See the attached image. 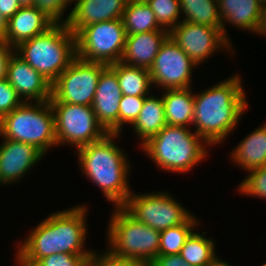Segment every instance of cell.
Wrapping results in <instances>:
<instances>
[{"instance_id":"1","label":"cell","mask_w":266,"mask_h":266,"mask_svg":"<svg viewBox=\"0 0 266 266\" xmlns=\"http://www.w3.org/2000/svg\"><path fill=\"white\" fill-rule=\"evenodd\" d=\"M88 209L89 205L83 202L46 215V218L28 230L23 240H14L16 251L13 263L34 266L43 257L59 253L95 255V249L86 248L90 230L87 224Z\"/></svg>"},{"instance_id":"2","label":"cell","mask_w":266,"mask_h":266,"mask_svg":"<svg viewBox=\"0 0 266 266\" xmlns=\"http://www.w3.org/2000/svg\"><path fill=\"white\" fill-rule=\"evenodd\" d=\"M241 74L235 72L209 88L194 92V116L192 129L210 146L225 144L236 131L243 115L249 111V103Z\"/></svg>"},{"instance_id":"3","label":"cell","mask_w":266,"mask_h":266,"mask_svg":"<svg viewBox=\"0 0 266 266\" xmlns=\"http://www.w3.org/2000/svg\"><path fill=\"white\" fill-rule=\"evenodd\" d=\"M122 135L108 133L101 140L74 151L81 175L98 187L113 207L122 206L132 193L129 176L133 165L124 147L118 144Z\"/></svg>"},{"instance_id":"4","label":"cell","mask_w":266,"mask_h":266,"mask_svg":"<svg viewBox=\"0 0 266 266\" xmlns=\"http://www.w3.org/2000/svg\"><path fill=\"white\" fill-rule=\"evenodd\" d=\"M211 146L192 128L166 125L140 147L165 173L186 174L211 155ZM209 154V155H208Z\"/></svg>"},{"instance_id":"5","label":"cell","mask_w":266,"mask_h":266,"mask_svg":"<svg viewBox=\"0 0 266 266\" xmlns=\"http://www.w3.org/2000/svg\"><path fill=\"white\" fill-rule=\"evenodd\" d=\"M15 52L53 83L76 57V36L67 23H55L45 33L21 42Z\"/></svg>"},{"instance_id":"6","label":"cell","mask_w":266,"mask_h":266,"mask_svg":"<svg viewBox=\"0 0 266 266\" xmlns=\"http://www.w3.org/2000/svg\"><path fill=\"white\" fill-rule=\"evenodd\" d=\"M111 209L104 235L106 250L119 258L151 263L159 255L160 231L136 220L122 206Z\"/></svg>"},{"instance_id":"7","label":"cell","mask_w":266,"mask_h":266,"mask_svg":"<svg viewBox=\"0 0 266 266\" xmlns=\"http://www.w3.org/2000/svg\"><path fill=\"white\" fill-rule=\"evenodd\" d=\"M0 137L34 145L44 155L57 147L54 113L49 100L22 102L0 119Z\"/></svg>"},{"instance_id":"8","label":"cell","mask_w":266,"mask_h":266,"mask_svg":"<svg viewBox=\"0 0 266 266\" xmlns=\"http://www.w3.org/2000/svg\"><path fill=\"white\" fill-rule=\"evenodd\" d=\"M122 207L136 220L158 231L183 224L193 215V211L165 190L146 193L132 190Z\"/></svg>"},{"instance_id":"9","label":"cell","mask_w":266,"mask_h":266,"mask_svg":"<svg viewBox=\"0 0 266 266\" xmlns=\"http://www.w3.org/2000/svg\"><path fill=\"white\" fill-rule=\"evenodd\" d=\"M54 113L57 147L74 150L104 138L108 132L99 123L92 106L49 101Z\"/></svg>"},{"instance_id":"10","label":"cell","mask_w":266,"mask_h":266,"mask_svg":"<svg viewBox=\"0 0 266 266\" xmlns=\"http://www.w3.org/2000/svg\"><path fill=\"white\" fill-rule=\"evenodd\" d=\"M125 40L122 19L94 23L76 35V56L85 61L111 65L121 61Z\"/></svg>"},{"instance_id":"11","label":"cell","mask_w":266,"mask_h":266,"mask_svg":"<svg viewBox=\"0 0 266 266\" xmlns=\"http://www.w3.org/2000/svg\"><path fill=\"white\" fill-rule=\"evenodd\" d=\"M108 65L75 57L52 83L49 101L92 106L101 72Z\"/></svg>"},{"instance_id":"12","label":"cell","mask_w":266,"mask_h":266,"mask_svg":"<svg viewBox=\"0 0 266 266\" xmlns=\"http://www.w3.org/2000/svg\"><path fill=\"white\" fill-rule=\"evenodd\" d=\"M169 37L200 67L217 53L235 58L236 49L216 27L181 21L169 32ZM235 50V51H234Z\"/></svg>"},{"instance_id":"13","label":"cell","mask_w":266,"mask_h":266,"mask_svg":"<svg viewBox=\"0 0 266 266\" xmlns=\"http://www.w3.org/2000/svg\"><path fill=\"white\" fill-rule=\"evenodd\" d=\"M196 69L200 67L168 37L149 69L152 86L161 91L192 87L195 83L192 78Z\"/></svg>"},{"instance_id":"14","label":"cell","mask_w":266,"mask_h":266,"mask_svg":"<svg viewBox=\"0 0 266 266\" xmlns=\"http://www.w3.org/2000/svg\"><path fill=\"white\" fill-rule=\"evenodd\" d=\"M0 138V187L18 185L46 156L34 145Z\"/></svg>"},{"instance_id":"15","label":"cell","mask_w":266,"mask_h":266,"mask_svg":"<svg viewBox=\"0 0 266 266\" xmlns=\"http://www.w3.org/2000/svg\"><path fill=\"white\" fill-rule=\"evenodd\" d=\"M6 79L23 102H43L52 97V83L16 52L9 60Z\"/></svg>"},{"instance_id":"16","label":"cell","mask_w":266,"mask_h":266,"mask_svg":"<svg viewBox=\"0 0 266 266\" xmlns=\"http://www.w3.org/2000/svg\"><path fill=\"white\" fill-rule=\"evenodd\" d=\"M121 96L116 73L107 66L99 77L92 107L97 120L108 133L119 134Z\"/></svg>"},{"instance_id":"17","label":"cell","mask_w":266,"mask_h":266,"mask_svg":"<svg viewBox=\"0 0 266 266\" xmlns=\"http://www.w3.org/2000/svg\"><path fill=\"white\" fill-rule=\"evenodd\" d=\"M218 11L222 21V34L232 44L231 36L227 30L231 25L239 31H246L258 35L264 8L258 0H217ZM228 25V28H226Z\"/></svg>"},{"instance_id":"18","label":"cell","mask_w":266,"mask_h":266,"mask_svg":"<svg viewBox=\"0 0 266 266\" xmlns=\"http://www.w3.org/2000/svg\"><path fill=\"white\" fill-rule=\"evenodd\" d=\"M128 0H77L70 9L68 28L75 36L86 26L121 19Z\"/></svg>"},{"instance_id":"19","label":"cell","mask_w":266,"mask_h":266,"mask_svg":"<svg viewBox=\"0 0 266 266\" xmlns=\"http://www.w3.org/2000/svg\"><path fill=\"white\" fill-rule=\"evenodd\" d=\"M55 22L37 7H21L7 23L5 42L12 47L45 33Z\"/></svg>"},{"instance_id":"20","label":"cell","mask_w":266,"mask_h":266,"mask_svg":"<svg viewBox=\"0 0 266 266\" xmlns=\"http://www.w3.org/2000/svg\"><path fill=\"white\" fill-rule=\"evenodd\" d=\"M168 37L169 32L164 29L126 35L121 62L149 70Z\"/></svg>"},{"instance_id":"21","label":"cell","mask_w":266,"mask_h":266,"mask_svg":"<svg viewBox=\"0 0 266 266\" xmlns=\"http://www.w3.org/2000/svg\"><path fill=\"white\" fill-rule=\"evenodd\" d=\"M234 167L247 173L266 165V122L251 130L231 149L229 154Z\"/></svg>"},{"instance_id":"22","label":"cell","mask_w":266,"mask_h":266,"mask_svg":"<svg viewBox=\"0 0 266 266\" xmlns=\"http://www.w3.org/2000/svg\"><path fill=\"white\" fill-rule=\"evenodd\" d=\"M167 125L162 95L150 94L145 98L142 109L130 126L137 137L139 148Z\"/></svg>"},{"instance_id":"23","label":"cell","mask_w":266,"mask_h":266,"mask_svg":"<svg viewBox=\"0 0 266 266\" xmlns=\"http://www.w3.org/2000/svg\"><path fill=\"white\" fill-rule=\"evenodd\" d=\"M193 89L195 87L157 91L162 93L167 125L192 128L194 116Z\"/></svg>"},{"instance_id":"24","label":"cell","mask_w":266,"mask_h":266,"mask_svg":"<svg viewBox=\"0 0 266 266\" xmlns=\"http://www.w3.org/2000/svg\"><path fill=\"white\" fill-rule=\"evenodd\" d=\"M197 229L186 239L179 255L191 266H210L219 258L216 241L207 236V230L200 232Z\"/></svg>"},{"instance_id":"25","label":"cell","mask_w":266,"mask_h":266,"mask_svg":"<svg viewBox=\"0 0 266 266\" xmlns=\"http://www.w3.org/2000/svg\"><path fill=\"white\" fill-rule=\"evenodd\" d=\"M108 66L116 73L122 95L149 96L154 90L149 70L121 61Z\"/></svg>"},{"instance_id":"26","label":"cell","mask_w":266,"mask_h":266,"mask_svg":"<svg viewBox=\"0 0 266 266\" xmlns=\"http://www.w3.org/2000/svg\"><path fill=\"white\" fill-rule=\"evenodd\" d=\"M182 21L222 31L217 0H179Z\"/></svg>"},{"instance_id":"27","label":"cell","mask_w":266,"mask_h":266,"mask_svg":"<svg viewBox=\"0 0 266 266\" xmlns=\"http://www.w3.org/2000/svg\"><path fill=\"white\" fill-rule=\"evenodd\" d=\"M121 19L126 35L162 29L158 25L155 14L147 2L128 0Z\"/></svg>"},{"instance_id":"28","label":"cell","mask_w":266,"mask_h":266,"mask_svg":"<svg viewBox=\"0 0 266 266\" xmlns=\"http://www.w3.org/2000/svg\"><path fill=\"white\" fill-rule=\"evenodd\" d=\"M201 224V218L193 213L185 223L160 231L159 255L179 254L186 239Z\"/></svg>"},{"instance_id":"29","label":"cell","mask_w":266,"mask_h":266,"mask_svg":"<svg viewBox=\"0 0 266 266\" xmlns=\"http://www.w3.org/2000/svg\"><path fill=\"white\" fill-rule=\"evenodd\" d=\"M147 4L153 10L158 25L168 32L182 21L179 0H148Z\"/></svg>"},{"instance_id":"30","label":"cell","mask_w":266,"mask_h":266,"mask_svg":"<svg viewBox=\"0 0 266 266\" xmlns=\"http://www.w3.org/2000/svg\"><path fill=\"white\" fill-rule=\"evenodd\" d=\"M246 174L235 191L241 196L266 200V165L250 170Z\"/></svg>"},{"instance_id":"31","label":"cell","mask_w":266,"mask_h":266,"mask_svg":"<svg viewBox=\"0 0 266 266\" xmlns=\"http://www.w3.org/2000/svg\"><path fill=\"white\" fill-rule=\"evenodd\" d=\"M146 97L147 96H121L119 102V134L125 133V125H127L128 128L135 122Z\"/></svg>"},{"instance_id":"32","label":"cell","mask_w":266,"mask_h":266,"mask_svg":"<svg viewBox=\"0 0 266 266\" xmlns=\"http://www.w3.org/2000/svg\"><path fill=\"white\" fill-rule=\"evenodd\" d=\"M95 255L52 254L40 259L34 266H93Z\"/></svg>"},{"instance_id":"33","label":"cell","mask_w":266,"mask_h":266,"mask_svg":"<svg viewBox=\"0 0 266 266\" xmlns=\"http://www.w3.org/2000/svg\"><path fill=\"white\" fill-rule=\"evenodd\" d=\"M35 7L43 11L55 23H67L70 16V12H67L70 5L65 0H35Z\"/></svg>"},{"instance_id":"34","label":"cell","mask_w":266,"mask_h":266,"mask_svg":"<svg viewBox=\"0 0 266 266\" xmlns=\"http://www.w3.org/2000/svg\"><path fill=\"white\" fill-rule=\"evenodd\" d=\"M22 102V99L7 79L0 80V119L11 113Z\"/></svg>"},{"instance_id":"35","label":"cell","mask_w":266,"mask_h":266,"mask_svg":"<svg viewBox=\"0 0 266 266\" xmlns=\"http://www.w3.org/2000/svg\"><path fill=\"white\" fill-rule=\"evenodd\" d=\"M93 266H151V263L139 259L119 258L106 249H96Z\"/></svg>"},{"instance_id":"36","label":"cell","mask_w":266,"mask_h":266,"mask_svg":"<svg viewBox=\"0 0 266 266\" xmlns=\"http://www.w3.org/2000/svg\"><path fill=\"white\" fill-rule=\"evenodd\" d=\"M15 48L5 41H0V80L6 79L7 66Z\"/></svg>"},{"instance_id":"37","label":"cell","mask_w":266,"mask_h":266,"mask_svg":"<svg viewBox=\"0 0 266 266\" xmlns=\"http://www.w3.org/2000/svg\"><path fill=\"white\" fill-rule=\"evenodd\" d=\"M151 266H191L185 262L182 257L177 255H158L152 262Z\"/></svg>"},{"instance_id":"38","label":"cell","mask_w":266,"mask_h":266,"mask_svg":"<svg viewBox=\"0 0 266 266\" xmlns=\"http://www.w3.org/2000/svg\"><path fill=\"white\" fill-rule=\"evenodd\" d=\"M21 6L18 0H0V13L8 21Z\"/></svg>"},{"instance_id":"39","label":"cell","mask_w":266,"mask_h":266,"mask_svg":"<svg viewBox=\"0 0 266 266\" xmlns=\"http://www.w3.org/2000/svg\"><path fill=\"white\" fill-rule=\"evenodd\" d=\"M7 23L8 21L0 13V41L5 40V35L7 32Z\"/></svg>"},{"instance_id":"40","label":"cell","mask_w":266,"mask_h":266,"mask_svg":"<svg viewBox=\"0 0 266 266\" xmlns=\"http://www.w3.org/2000/svg\"><path fill=\"white\" fill-rule=\"evenodd\" d=\"M258 36L260 38L266 37V10L264 11V16L262 18V23H261V26H260V29H259V32H258Z\"/></svg>"},{"instance_id":"41","label":"cell","mask_w":266,"mask_h":266,"mask_svg":"<svg viewBox=\"0 0 266 266\" xmlns=\"http://www.w3.org/2000/svg\"><path fill=\"white\" fill-rule=\"evenodd\" d=\"M210 266H234L230 264L228 261H225L222 257H219L212 265Z\"/></svg>"},{"instance_id":"42","label":"cell","mask_w":266,"mask_h":266,"mask_svg":"<svg viewBox=\"0 0 266 266\" xmlns=\"http://www.w3.org/2000/svg\"><path fill=\"white\" fill-rule=\"evenodd\" d=\"M21 7H33L35 6V0H18Z\"/></svg>"},{"instance_id":"43","label":"cell","mask_w":266,"mask_h":266,"mask_svg":"<svg viewBox=\"0 0 266 266\" xmlns=\"http://www.w3.org/2000/svg\"><path fill=\"white\" fill-rule=\"evenodd\" d=\"M258 2L264 8V10H266V0H258Z\"/></svg>"},{"instance_id":"44","label":"cell","mask_w":266,"mask_h":266,"mask_svg":"<svg viewBox=\"0 0 266 266\" xmlns=\"http://www.w3.org/2000/svg\"><path fill=\"white\" fill-rule=\"evenodd\" d=\"M69 5L71 4L72 6V3L74 4L77 0H65Z\"/></svg>"},{"instance_id":"45","label":"cell","mask_w":266,"mask_h":266,"mask_svg":"<svg viewBox=\"0 0 266 266\" xmlns=\"http://www.w3.org/2000/svg\"><path fill=\"white\" fill-rule=\"evenodd\" d=\"M134 1H138V2H147L148 0H134Z\"/></svg>"}]
</instances>
